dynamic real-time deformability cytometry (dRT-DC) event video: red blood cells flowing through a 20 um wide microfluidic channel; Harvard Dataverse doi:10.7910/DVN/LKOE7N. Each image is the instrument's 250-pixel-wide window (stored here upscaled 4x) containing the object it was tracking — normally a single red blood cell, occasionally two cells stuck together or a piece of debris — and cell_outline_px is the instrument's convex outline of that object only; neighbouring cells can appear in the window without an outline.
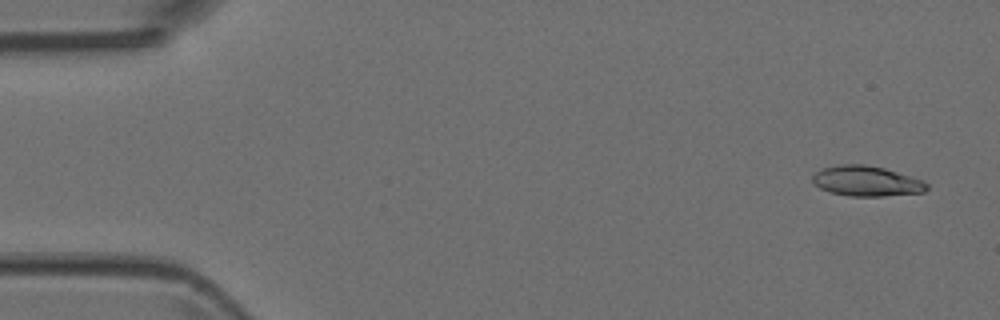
{"species": "Egyptian fruit bat (a non-hibernating species)", "species_latin": "Rousettus aegyptiacus", "temperature_condition": "room temperature", "stored_images_in_passage": 5, "camera_frame_rate_fps": 3000, "um_per_image_px": 0.085, "animal": {"sex": "female"}, "frame": {"image": 1, "passage_image": 1, "time_ms": 0.0, "image_size_px": [1000, 320], "cell_outline_px": [[928, 188], [924, 192], [884, 196], [848, 196], [828, 192], [820, 188], [812, 180], [812, 176], [820, 168], [840, 164], [864, 164], [884, 168], [924, 180], [928, 184]], "centroid_in_image_um": [73.65, 15.39], "position_along_channel_um": 11.4, "area_um2": 20.29}}
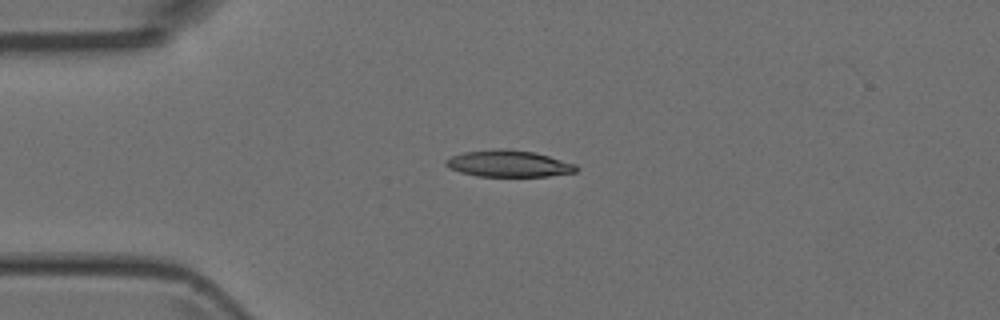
{"frame": {"image": 2, "passage_image": 4, "time_ms": 1.0, "image_size_px": [1000, 320], "cell_outline_px": [[580, 168], [576, 172], [548, 176], [476, 176], [460, 172], [448, 168], [444, 164], [444, 160], [452, 156], [464, 152], [500, 148], [508, 148], [532, 152], [548, 156], [576, 164]], "centroid_in_image_um": [43.22, 13.91], "position_along_channel_um": 41.8, "area_um2": 20.29}}